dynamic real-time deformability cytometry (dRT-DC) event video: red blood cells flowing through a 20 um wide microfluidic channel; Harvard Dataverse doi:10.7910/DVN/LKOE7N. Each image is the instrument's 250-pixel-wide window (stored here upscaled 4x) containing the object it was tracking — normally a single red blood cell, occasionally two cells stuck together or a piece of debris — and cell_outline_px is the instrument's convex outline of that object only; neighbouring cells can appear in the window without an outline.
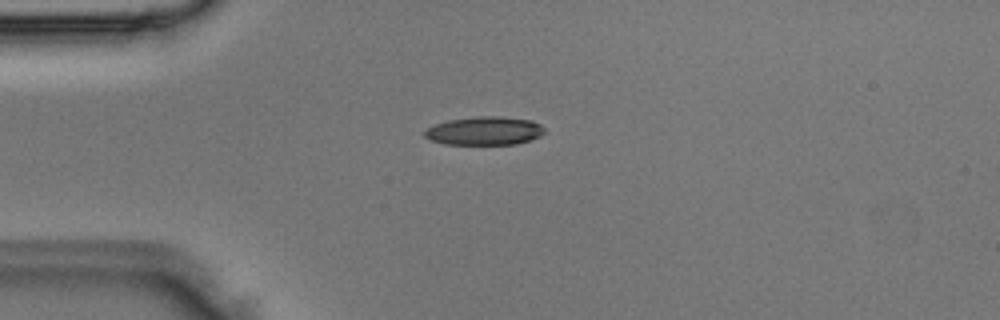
{"species": "Egyptian fruit bat (a non-hibernating species)", "species_latin": "Rousettus aegyptiacus", "temperature_condition": "room temperature", "stored_images_in_passage": 4, "camera_frame_rate_fps": 3000, "um_per_image_px": 0.085, "animal": {"sex": "male"}, "frame": {"image": 1, "passage_image": 4, "time_ms": 1.0, "image_size_px": [1000, 320], "cell_outline_px": [[544, 132], [540, 136], [516, 144], [444, 144], [432, 140], [424, 136], [424, 132], [428, 128], [436, 124], [448, 120], [476, 116], [500, 116], [532, 120], [540, 124], [544, 128]], "centroid_in_image_um": [41.19, 11.11], "position_along_channel_um": 43.8, "area_um2": 19.77}}